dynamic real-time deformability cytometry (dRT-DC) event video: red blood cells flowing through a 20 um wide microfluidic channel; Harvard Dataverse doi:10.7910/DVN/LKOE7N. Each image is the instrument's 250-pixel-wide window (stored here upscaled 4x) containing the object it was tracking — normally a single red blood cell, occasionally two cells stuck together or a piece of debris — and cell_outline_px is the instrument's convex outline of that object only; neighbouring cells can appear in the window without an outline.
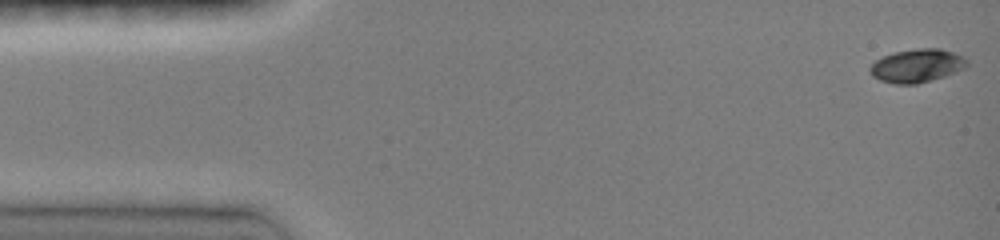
{"species": "common noctule bat (a hibernating species)", "species_latin": "Nyctalus noctula", "temperature_condition": "room temperature", "stored_images_in_passage": 47, "camera_frame_rate_fps": 3000, "um_per_image_px": 0.085, "animal": {"sex": "female", "body_mass_g": 19.0, "forearm_length_mm": 51.5}, "frame": {"image": 1, "passage_image": 1, "time_ms": 0.0, "image_size_px": [1000, 240], "cell_outline_px": [[968, 64], [964, 68], [944, 76], [916, 84], [896, 84], [880, 80], [872, 76], [868, 68], [876, 60], [884, 56], [896, 52], [916, 48], [940, 48], [952, 52], [968, 60]], "centroid_in_image_um": [77.92, 5.58], "position_along_channel_um": 7.1, "area_um2": 18.61}}
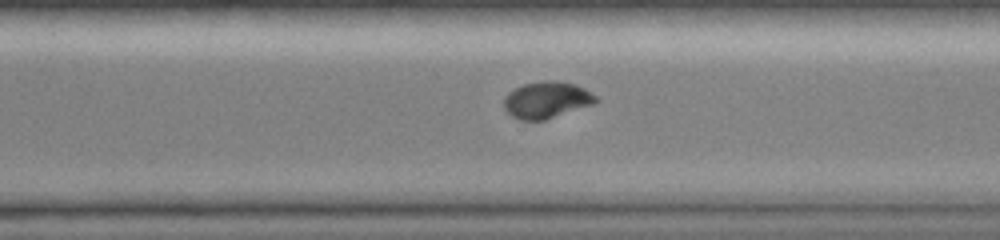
{"frame": {"image": 2, "passage_image": 33, "time_ms": 10.667, "image_size_px": [1000, 240], "cell_outline_px": [[600, 100], [592, 104], [544, 120], [520, 120], [512, 116], [504, 108], [504, 96], [508, 92], [524, 84], [544, 80], [556, 80], [572, 84], [584, 88], [596, 96]], "centroid_in_image_um": [46.44, 8.49], "position_along_channel_um": 324.2, "area_um2": 19.42}}
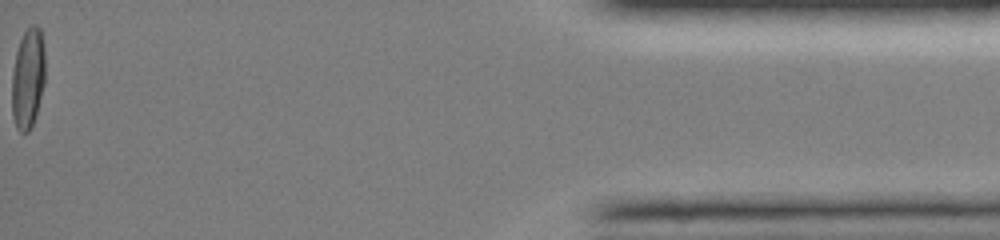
{"frame": {"image": 3, "passage_image": 47, "time_ms": 15.333, "image_size_px": [1000, 240], "cell_outline_px": [[44, 84], [36, 116], [28, 132], [20, 132], [16, 128], [12, 116], [12, 72], [16, 52], [20, 40], [24, 32], [32, 24], [36, 24], [40, 28], [44, 44]], "centroid_in_image_um": [2.37, 6.65], "position_along_channel_um": 432.8, "area_um2": 19.59}, "authors_computed_cell_mechanics": {"area_um2": 19.4786, "velocity_mm_per_s": 4.1172, "shape_relaxation_time_tau1_ms": 8.7886, "shape_relaxation_time_tau2_ms": 1.7716, "deformation_change_tau1": 0.239, "deformation_change_tau2": 0.034}}